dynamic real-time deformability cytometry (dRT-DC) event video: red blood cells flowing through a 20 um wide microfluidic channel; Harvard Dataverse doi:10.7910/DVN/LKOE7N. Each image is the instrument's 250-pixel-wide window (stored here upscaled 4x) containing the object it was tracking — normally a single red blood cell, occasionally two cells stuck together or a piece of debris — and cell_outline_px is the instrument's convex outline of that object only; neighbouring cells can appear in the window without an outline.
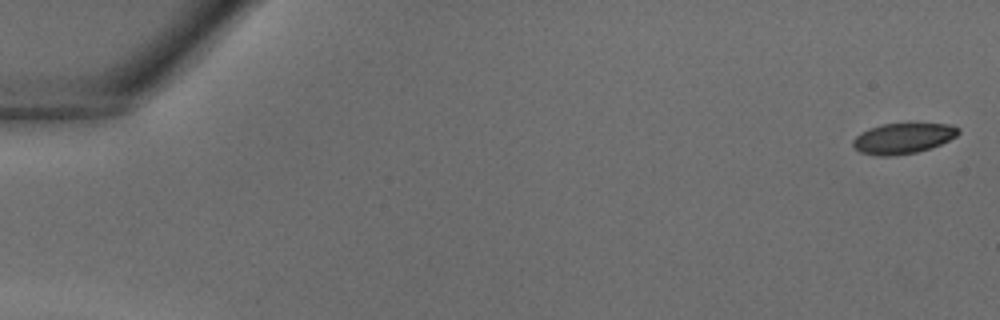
{"species": "common noctule bat (a hibernating species)", "species_latin": "Nyctalus noctula", "temperature_condition": "warm", "stored_images_in_passage": 41, "camera_frame_rate_fps": 3000, "um_per_image_px": 0.085, "animal": {"sex": "male", "body_mass_g": 18.8}, "frame": {"image": 1, "passage_image": 1, "time_ms": 0.0, "image_size_px": [1000, 320], "cell_outline_px": [[960, 132], [956, 136], [940, 144], [916, 152], [892, 156], [876, 156], [860, 152], [852, 144], [852, 140], [860, 132], [868, 128], [884, 124], [916, 120], [952, 124], [960, 128]], "centroid_in_image_um": [76.79, 11.69], "position_along_channel_um": 8.2, "area_um2": 19.65}}
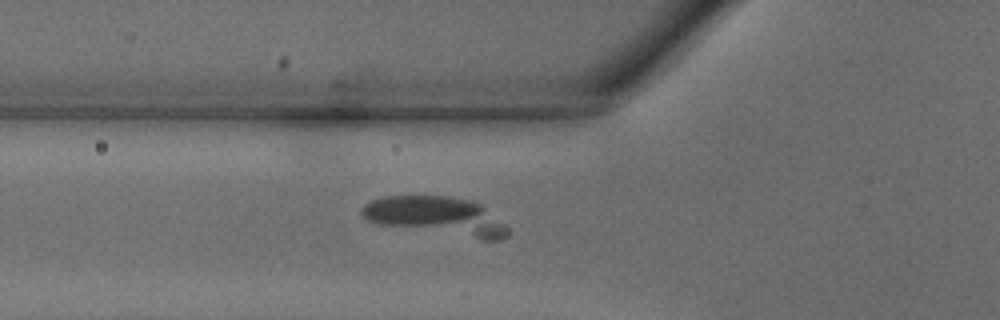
{"frame": {"image": 2, "passage_image": 15, "time_ms": 4.667, "image_size_px": [1000, 320], "cell_outline_px": [[508, 236], [500, 240], [484, 240], [376, 224], [368, 220], [360, 212], [364, 204], [372, 200], [384, 196], [448, 196], [468, 200], [480, 204], [504, 224], [508, 228]], "centroid_in_image_um": [37.07, 18.38], "position_along_channel_um": 88.7, "area_um2": 32.6}}
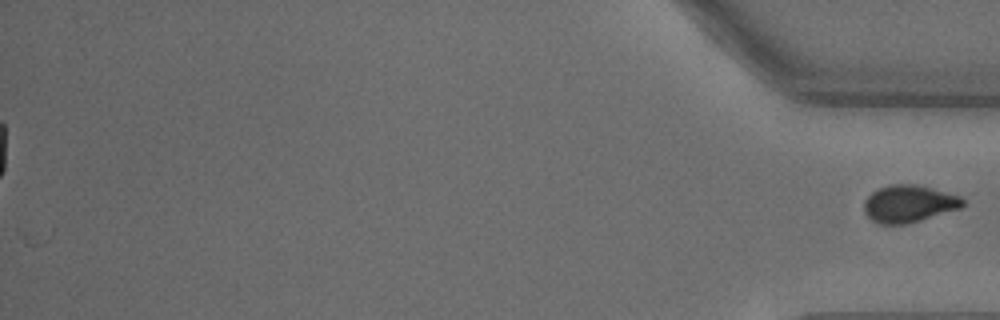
{"frame": {"image": 3, "passage_image": 41, "time_ms": 13.333, "image_size_px": [1000, 320], "cell_outline_px": [[964, 204], [960, 208], [908, 224], [880, 224], [872, 220], [864, 212], [864, 200], [872, 192], [880, 188], [892, 184], [916, 184], [960, 196], [964, 200]], "centroid_in_image_um": [77.24, 17.32], "position_along_channel_um": 358.0, "area_um2": 21.27}}